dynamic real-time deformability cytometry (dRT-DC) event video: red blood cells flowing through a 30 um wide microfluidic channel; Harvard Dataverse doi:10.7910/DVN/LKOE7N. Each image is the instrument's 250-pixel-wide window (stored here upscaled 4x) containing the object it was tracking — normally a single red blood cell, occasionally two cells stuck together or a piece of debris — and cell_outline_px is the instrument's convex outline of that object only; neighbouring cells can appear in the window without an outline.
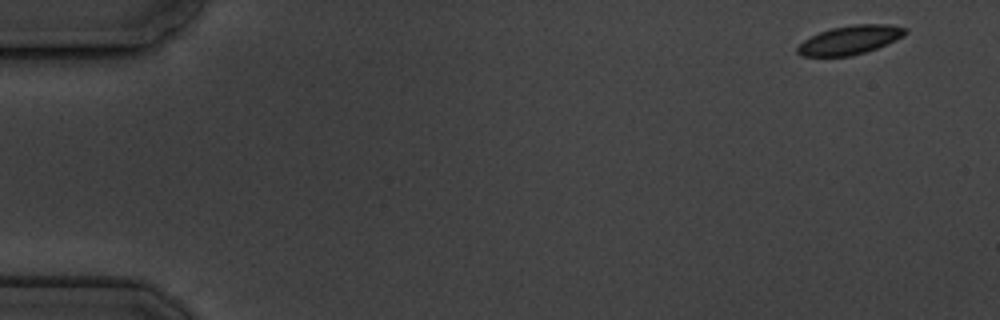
{"species": "common noctule bat (a hibernating species)", "species_latin": "Nyctalus noctula", "temperature_condition": "cold", "stored_images_in_passage": 5, "camera_frame_rate_fps": 3000, "um_per_image_px": 0.085, "animal": {"sex": "male", "body_mass_g": 19.5, "forearm_length_mm": 54.6}, "frame": {"image": 1, "passage_image": 1, "time_ms": 0.0, "image_size_px": [1000, 320], "cell_outline_px": [[908, 32], [904, 36], [896, 40], [876, 48], [852, 56], [800, 56], [796, 52], [796, 48], [804, 40], [820, 32], [832, 28], [852, 24], [888, 24], [908, 28]], "centroid_in_image_um": [72.27, 3.39], "position_along_channel_um": 12.7, "area_um2": 18.09}}
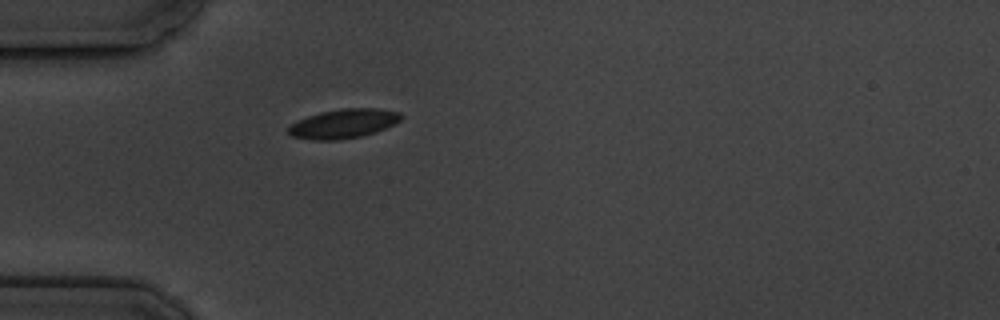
{"frame": {"image": 2, "passage_image": 5, "time_ms": 4.667, "image_size_px": [1000, 320], "cell_outline_px": [[404, 116], [400, 120], [376, 132], [360, 136], [336, 140], [312, 140], [292, 136], [288, 132], [288, 128], [292, 124], [308, 116], [320, 112], [340, 108], [376, 108], [400, 112]], "centroid_in_image_um": [29.21, 10.5], "position_along_channel_um": 55.8, "area_um2": 19.02}}